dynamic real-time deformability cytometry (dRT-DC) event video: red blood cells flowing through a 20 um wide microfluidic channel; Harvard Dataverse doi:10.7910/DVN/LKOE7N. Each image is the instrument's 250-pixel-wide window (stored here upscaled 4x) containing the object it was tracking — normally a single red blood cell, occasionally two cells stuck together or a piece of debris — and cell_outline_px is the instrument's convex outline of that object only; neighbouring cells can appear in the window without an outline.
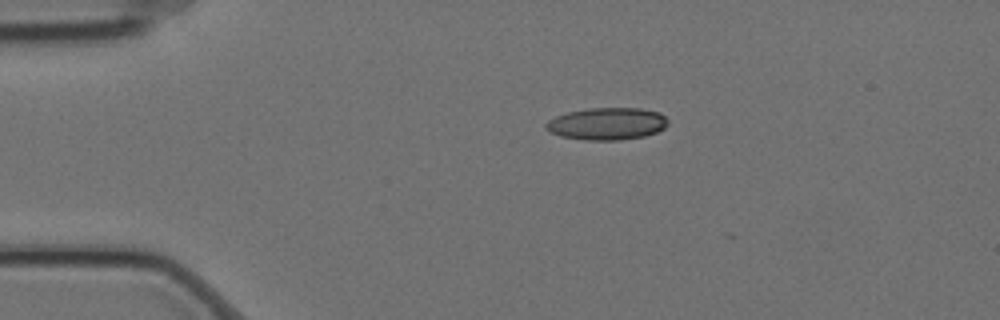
{"species": "Egyptian fruit bat (a non-hibernating species)", "species_latin": "Rousettus aegyptiacus", "temperature_condition": "cold", "stored_images_in_passage": 3, "camera_frame_rate_fps": 3000, "um_per_image_px": 0.085, "animal": {"sex": "female"}, "frame": {"image": 1, "passage_image": 1, "time_ms": 0.0, "image_size_px": [1000, 320], "cell_outline_px": [[668, 124], [664, 128], [656, 132], [644, 136], [620, 140], [584, 140], [560, 136], [548, 132], [544, 128], [544, 124], [548, 120], [556, 116], [568, 112], [588, 108], [640, 108], [660, 112], [668, 120]], "centroid_in_image_um": [51.57, 10.52], "position_along_channel_um": 33.4, "area_um2": 23.12}}